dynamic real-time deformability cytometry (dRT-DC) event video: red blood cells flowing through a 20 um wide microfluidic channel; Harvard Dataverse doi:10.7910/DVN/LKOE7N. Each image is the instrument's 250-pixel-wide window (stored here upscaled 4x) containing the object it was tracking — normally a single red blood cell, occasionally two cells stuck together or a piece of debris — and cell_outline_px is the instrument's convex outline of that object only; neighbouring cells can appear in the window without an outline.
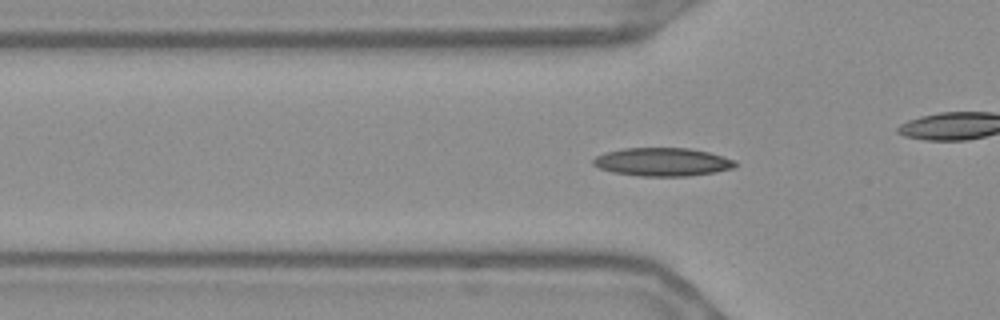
{"species": "Egyptian fruit bat (a non-hibernating species)", "species_latin": "Rousettus aegyptiacus", "temperature_condition": "warm", "stored_images_in_passage": 55, "camera_frame_rate_fps": 3000, "um_per_image_px": 0.085, "frame": {"image": 1, "passage_image": 17, "time_ms": 5.333, "image_size_px": [1000, 320], "cell_outline_px": [[736, 164], [732, 168], [716, 172], [688, 176], [640, 176], [612, 172], [600, 168], [592, 164], [592, 160], [596, 156], [604, 152], [624, 148], [688, 148], [708, 152], [736, 160]], "centroid_in_image_um": [56.28, 13.76], "position_along_channel_um": 69.5, "area_um2": 23.41}}
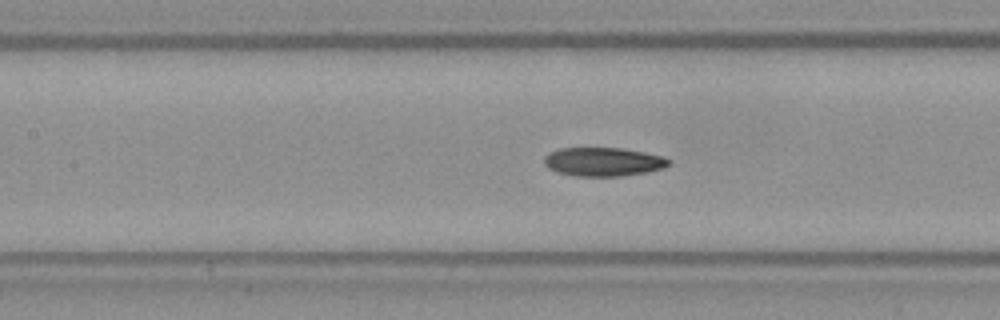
{"frame": {"image": 2, "passage_image": 24, "time_ms": 7.667, "image_size_px": [1000, 320], "cell_outline_px": [[672, 164], [664, 168], [648, 172], [620, 176], [576, 176], [556, 172], [548, 168], [544, 164], [544, 156], [548, 152], [560, 148], [620, 148], [644, 152], [664, 156], [672, 160]], "centroid_in_image_um": [51.3, 13.75], "position_along_channel_um": 156.1, "area_um2": 21.15}}
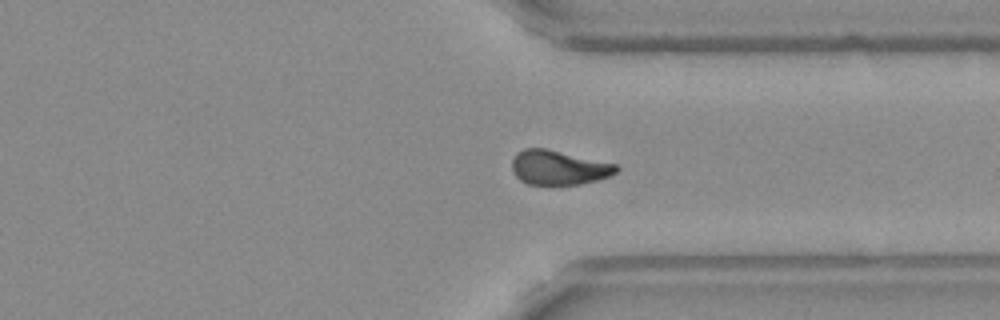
{"frame": {"image": 3, "passage_image": 41, "time_ms": 13.333, "image_size_px": [1000, 320], "cell_outline_px": [[620, 168], [616, 172], [608, 176], [596, 180], [580, 184], [528, 184], [520, 180], [516, 176], [512, 168], [512, 160], [516, 152], [524, 148], [544, 148], [616, 164]], "centroid_in_image_um": [47.46, 14.23], "position_along_channel_um": 363.9, "area_um2": 20.69}, "authors_computed_cell_mechanics": {"area_um2": 21.0392, "velocity_mm_per_s": 3.6726, "shape_relaxation_time_tau1_ms": null, "shape_relaxation_time_tau2_ms": 6.1271, "deformation_change_tau1": null, "deformation_change_tau2": 0.1116}}